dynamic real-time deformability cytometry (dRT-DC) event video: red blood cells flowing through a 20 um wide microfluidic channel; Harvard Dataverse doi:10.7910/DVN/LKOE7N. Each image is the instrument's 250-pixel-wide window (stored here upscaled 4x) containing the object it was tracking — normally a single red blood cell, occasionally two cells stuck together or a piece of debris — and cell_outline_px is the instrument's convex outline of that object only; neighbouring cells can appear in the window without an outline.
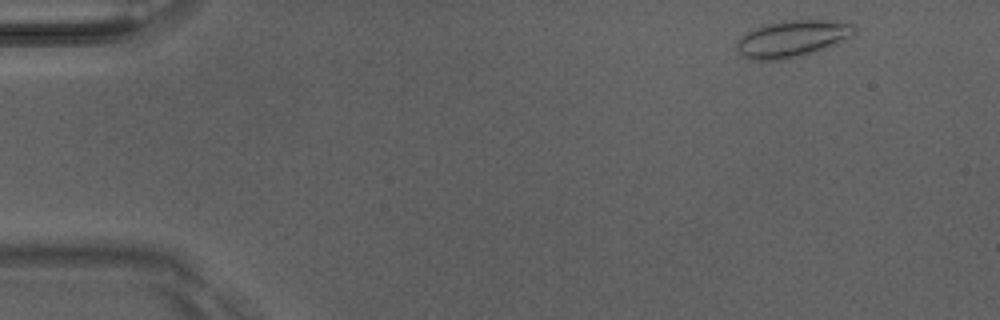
{"species": "Egyptian fruit bat (a non-hibernating species)", "species_latin": "Rousettus aegyptiacus", "temperature_condition": "room temperature", "stored_images_in_passage": 4, "camera_frame_rate_fps": 3000, "um_per_image_px": 0.085, "animal": {"sex": "male"}, "frame": {"image": 1, "passage_image": 1, "time_ms": 0.0, "image_size_px": [1000, 320], "cell_outline_px": [[856, 32], [852, 36], [828, 48], [816, 52], [784, 60], [752, 60], [744, 56], [736, 48], [736, 40], [740, 36], [756, 28], [768, 24], [792, 20], [824, 20], [856, 24]], "centroid_in_image_um": [67.37, 3.3], "position_along_channel_um": 17.6, "area_um2": 25.2}}